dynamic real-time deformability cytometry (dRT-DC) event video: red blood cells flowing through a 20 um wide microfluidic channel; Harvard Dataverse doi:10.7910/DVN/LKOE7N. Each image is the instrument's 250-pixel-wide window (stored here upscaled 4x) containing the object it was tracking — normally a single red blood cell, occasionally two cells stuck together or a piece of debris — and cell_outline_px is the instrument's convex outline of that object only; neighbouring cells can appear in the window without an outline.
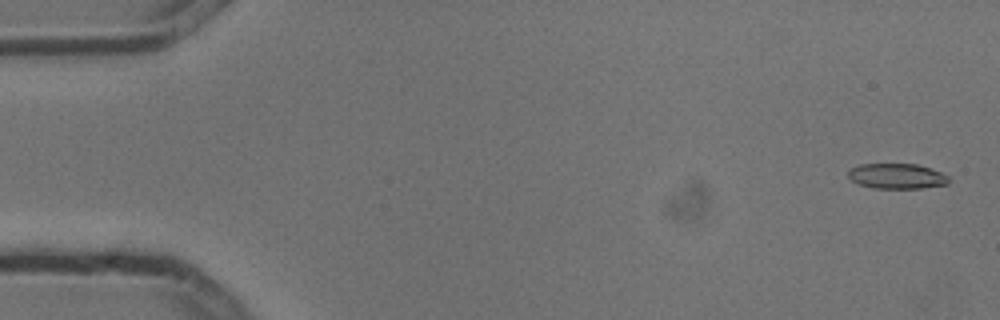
{"species": "common noctule bat (a hibernating species)", "species_latin": "Nyctalus noctula", "temperature_condition": "cold", "stored_images_in_passage": 5, "camera_frame_rate_fps": 3000, "um_per_image_px": 0.085, "animal": {"sex": "male", "body_mass_g": 13.3}, "frame": {"image": 1, "passage_image": 1, "time_ms": 0.0, "image_size_px": [1000, 320], "cell_outline_px": [[948, 184], [920, 188], [876, 188], [860, 184], [852, 180], [848, 176], [848, 172], [852, 168], [860, 164], [916, 164], [940, 172], [948, 176]], "centroid_in_image_um": [76.23, 14.97], "position_along_channel_um": 8.8, "area_um2": 14.51}}
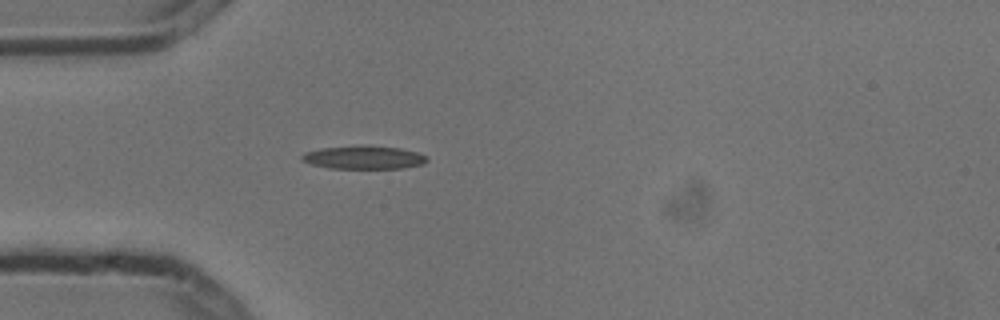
{"frame": {"image": 2, "passage_image": 5, "time_ms": 1.333, "image_size_px": [1000, 320], "cell_outline_px": [[428, 160], [424, 164], [400, 168], [328, 168], [312, 164], [300, 160], [300, 156], [308, 152], [320, 148], [364, 144], [400, 148], [416, 152], [424, 156]], "centroid_in_image_um": [30.9, 13.36], "position_along_channel_um": 54.1, "area_um2": 16.99}}